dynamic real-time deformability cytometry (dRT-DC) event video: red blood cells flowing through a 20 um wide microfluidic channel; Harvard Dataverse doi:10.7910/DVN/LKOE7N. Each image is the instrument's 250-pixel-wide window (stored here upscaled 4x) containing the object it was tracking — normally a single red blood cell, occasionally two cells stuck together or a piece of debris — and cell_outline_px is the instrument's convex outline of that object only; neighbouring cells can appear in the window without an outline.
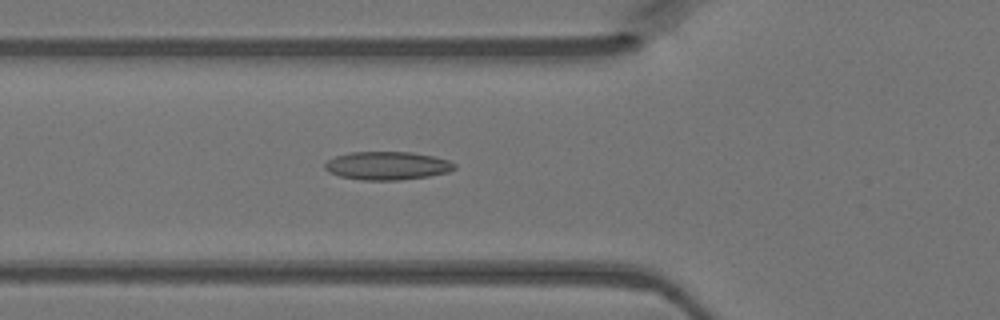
{"species": "Egyptian fruit bat (a non-hibernating species)", "species_latin": "Rousettus aegyptiacus", "temperature_condition": "warm", "stored_images_in_passage": 46, "camera_frame_rate_fps": 3000, "um_per_image_px": 0.085, "animal": {"sex": "female"}, "frame": {"image": 1, "passage_image": 16, "time_ms": 5.0, "image_size_px": [1000, 320], "cell_outline_px": [[456, 168], [448, 172], [428, 176], [400, 180], [360, 180], [340, 176], [328, 172], [324, 168], [324, 164], [328, 160], [336, 156], [352, 152], [412, 152], [432, 156], [448, 160], [456, 164]], "centroid_in_image_um": [32.91, 14.09], "position_along_channel_um": 92.9, "area_um2": 21.33}}
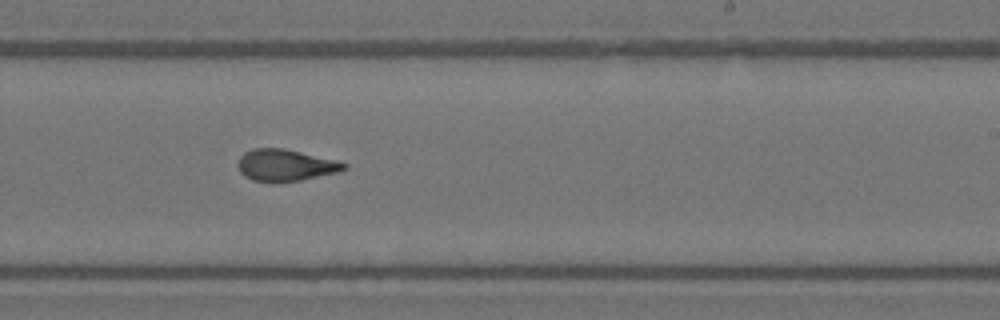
{"frame": {"image": 2, "passage_image": 28, "time_ms": 9.0, "image_size_px": [1000, 320], "cell_outline_px": [[348, 168], [336, 172], [300, 180], [252, 180], [244, 176], [240, 172], [236, 164], [240, 156], [244, 152], [252, 148], [284, 148], [336, 160], [348, 164]], "centroid_in_image_um": [24.23, 14.0], "position_along_channel_um": 264.8, "area_um2": 19.25}}
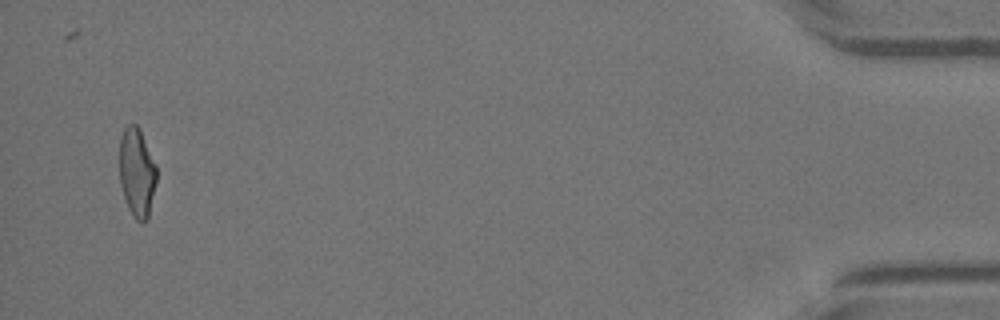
{"frame": {"image": 3, "passage_image": 45, "time_ms": 14.667, "image_size_px": [1000, 320], "cell_outline_px": [[156, 184], [148, 220], [144, 224], [140, 224], [136, 220], [128, 208], [120, 184], [120, 136], [124, 128], [128, 124], [136, 124], [140, 128], [156, 164]], "centroid_in_image_um": [11.65, 14.68], "position_along_channel_um": 423.6, "area_um2": 19.54}}